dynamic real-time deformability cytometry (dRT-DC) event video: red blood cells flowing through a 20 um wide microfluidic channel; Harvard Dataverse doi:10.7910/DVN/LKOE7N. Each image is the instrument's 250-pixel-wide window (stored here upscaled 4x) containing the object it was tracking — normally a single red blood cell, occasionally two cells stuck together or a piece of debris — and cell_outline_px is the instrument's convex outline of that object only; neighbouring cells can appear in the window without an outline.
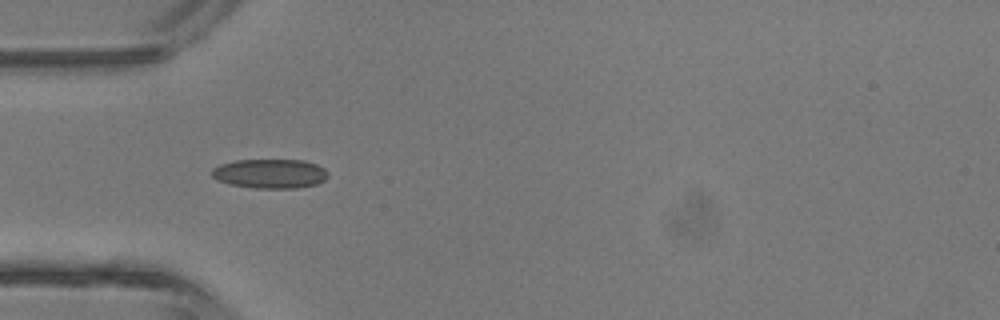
{"species": "common noctule bat (a hibernating species)", "species_latin": "Nyctalus noctula", "temperature_condition": "room temperature", "stored_images_in_passage": 6, "camera_frame_rate_fps": 3000, "um_per_image_px": 0.085, "animal": {"sex": "male", "body_mass_g": 13.3}, "frame": {"image": 1, "passage_image": 5, "time_ms": 5.667, "image_size_px": [1000, 320], "cell_outline_px": [[328, 176], [324, 180], [316, 184], [296, 188], [252, 188], [228, 184], [212, 176], [212, 168], [220, 164], [236, 160], [304, 160], [316, 164], [324, 168], [328, 172]], "centroid_in_image_um": [22.96, 14.76], "position_along_channel_um": 62.0, "area_um2": 19.88}}
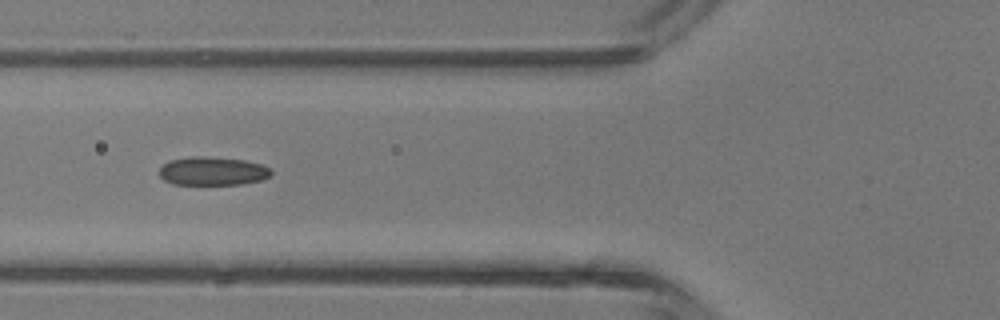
{"frame": {"image": 2, "passage_image": 6, "time_ms": 6.667, "image_size_px": [1000, 320], "cell_outline_px": [[272, 172], [268, 176], [260, 180], [240, 184], [172, 184], [164, 180], [160, 176], [160, 168], [164, 164], [172, 160], [192, 156], [200, 156], [244, 160], [260, 164], [268, 168]], "centroid_in_image_um": [18.04, 14.54], "position_along_channel_um": 107.8, "area_um2": 18.21}}